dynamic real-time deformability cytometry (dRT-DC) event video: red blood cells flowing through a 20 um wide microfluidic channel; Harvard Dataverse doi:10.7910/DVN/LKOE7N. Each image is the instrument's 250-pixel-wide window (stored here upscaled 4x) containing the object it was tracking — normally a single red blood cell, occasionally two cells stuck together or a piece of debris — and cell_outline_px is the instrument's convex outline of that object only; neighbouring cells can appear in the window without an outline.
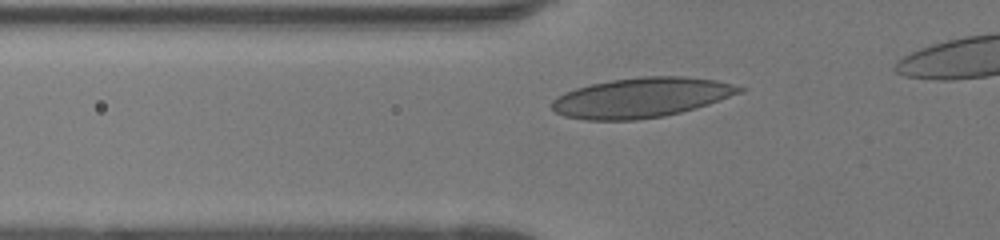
{"species": "human", "species_latin": "Homo sapiens", "temperature_condition": "room temperature", "stored_images_in_passage": 32, "camera_frame_rate_fps": 3000, "um_per_image_px": 0.085, "donor": {"sex": "female"}, "frame": {"image": 1, "passage_image": 5, "time_ms": 1.333, "image_size_px": [1000, 240], "cell_outline_px": [[748, 88], [740, 92], [708, 104], [696, 108], [664, 116], [636, 120], [588, 120], [564, 116], [556, 112], [548, 104], [556, 96], [564, 92], [576, 88], [592, 84], [612, 80], [640, 76], [684, 76], [716, 80]], "centroid_in_image_um": [54.48, 8.29], "position_along_channel_um": 71.3, "area_um2": 43.52}}
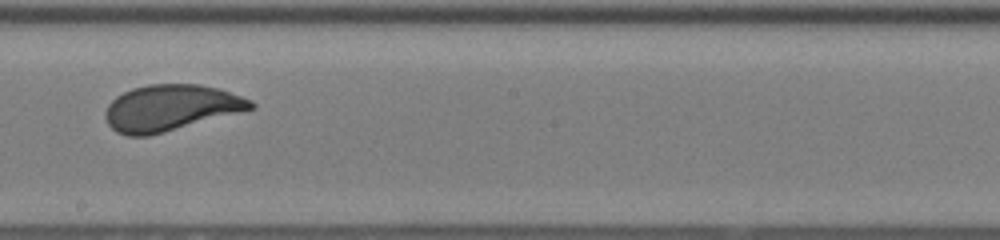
{"frame": {"image": 2, "passage_image": 17, "time_ms": 5.333, "image_size_px": [1000, 240], "cell_outline_px": [[256, 108], [164, 132], [148, 136], [128, 136], [116, 132], [108, 124], [104, 116], [104, 112], [108, 104], [116, 96], [132, 88], [148, 84], [200, 84], [220, 88], [252, 100], [256, 104]], "centroid_in_image_um": [14.5, 9.16], "position_along_channel_um": 233.7, "area_um2": 39.25}}
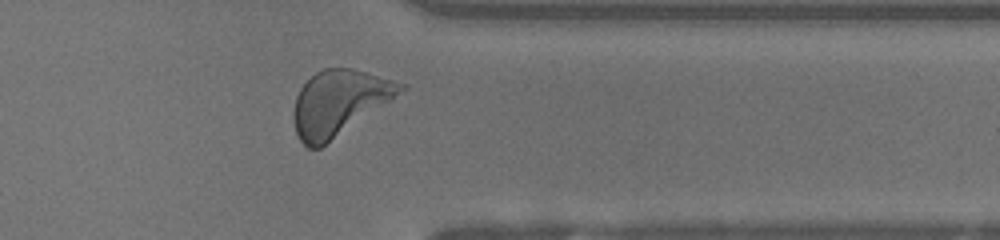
{"frame": {"image": 3, "passage_image": 28, "time_ms": 9.0, "image_size_px": [1000, 240], "cell_outline_px": [[408, 88], [320, 148], [308, 148], [300, 140], [296, 132], [292, 116], [292, 112], [296, 96], [300, 88], [316, 72], [324, 68], [352, 68], [408, 84]], "centroid_in_image_um": [28.81, 8.72], "position_along_channel_um": 382.6, "area_um2": 40.23}}